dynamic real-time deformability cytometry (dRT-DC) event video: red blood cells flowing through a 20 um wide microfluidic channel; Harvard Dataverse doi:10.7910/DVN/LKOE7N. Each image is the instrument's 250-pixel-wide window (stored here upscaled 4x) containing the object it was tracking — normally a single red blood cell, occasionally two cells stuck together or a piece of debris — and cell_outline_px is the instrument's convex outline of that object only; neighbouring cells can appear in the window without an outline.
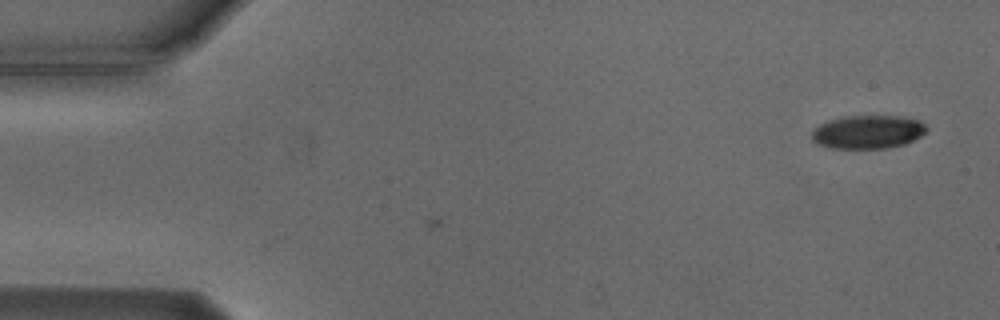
{"species": "Egyptian fruit bat (a non-hibernating species)", "species_latin": "Rousettus aegyptiacus", "temperature_condition": "cold", "stored_images_in_passage": 2, "camera_frame_rate_fps": 3000, "um_per_image_px": 0.085, "animal": {"sex": "male"}, "frame": {"image": 1, "passage_image": 1, "time_ms": 0.0, "image_size_px": [1000, 320], "cell_outline_px": [[928, 128], [920, 136], [904, 144], [888, 148], [832, 148], [816, 144], [812, 140], [812, 132], [820, 124], [828, 120], [844, 116], [900, 116], [920, 120]], "centroid_in_image_um": [73.75, 11.21], "position_along_channel_um": 11.2, "area_um2": 22.31}}